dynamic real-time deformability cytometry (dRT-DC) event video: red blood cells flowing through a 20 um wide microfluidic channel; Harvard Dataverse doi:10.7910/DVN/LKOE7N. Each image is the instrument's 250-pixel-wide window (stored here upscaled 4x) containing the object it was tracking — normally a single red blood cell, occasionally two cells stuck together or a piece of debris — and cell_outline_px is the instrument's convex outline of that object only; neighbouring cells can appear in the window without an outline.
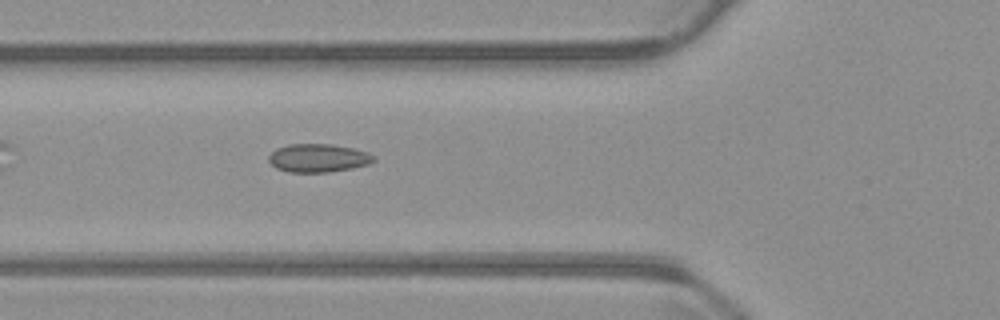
{"species": "common noctule bat (a hibernating species)", "species_latin": "Nyctalus noctula", "temperature_condition": "warm", "stored_images_in_passage": 22, "camera_frame_rate_fps": 3000, "um_per_image_px": 0.085, "animal": {"sex": "male", "body_mass_g": 23.1, "forearm_length_mm": 52.7}, "frame": {"image": 1, "passage_image": 4, "time_ms": 1.0, "image_size_px": [1000, 320], "cell_outline_px": [[376, 160], [368, 164], [352, 168], [328, 172], [288, 172], [276, 168], [268, 160], [268, 156], [276, 148], [288, 144], [332, 144], [352, 148], [368, 152], [376, 156]], "centroid_in_image_um": [27.05, 13.43], "position_along_channel_um": 98.7, "area_um2": 17.4}}
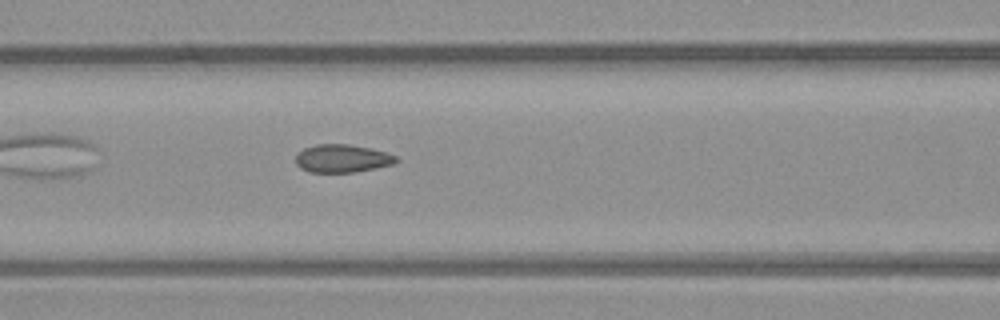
{"frame": {"image": 2, "passage_image": 7, "time_ms": 2.0, "image_size_px": [1000, 320], "cell_outline_px": [[400, 160], [392, 164], [352, 172], [308, 172], [300, 168], [296, 164], [296, 156], [304, 148], [316, 144], [348, 144], [368, 148], [384, 152], [396, 156]], "centroid_in_image_um": [29.05, 13.47], "position_along_channel_um": 137.6, "area_um2": 16.13}}